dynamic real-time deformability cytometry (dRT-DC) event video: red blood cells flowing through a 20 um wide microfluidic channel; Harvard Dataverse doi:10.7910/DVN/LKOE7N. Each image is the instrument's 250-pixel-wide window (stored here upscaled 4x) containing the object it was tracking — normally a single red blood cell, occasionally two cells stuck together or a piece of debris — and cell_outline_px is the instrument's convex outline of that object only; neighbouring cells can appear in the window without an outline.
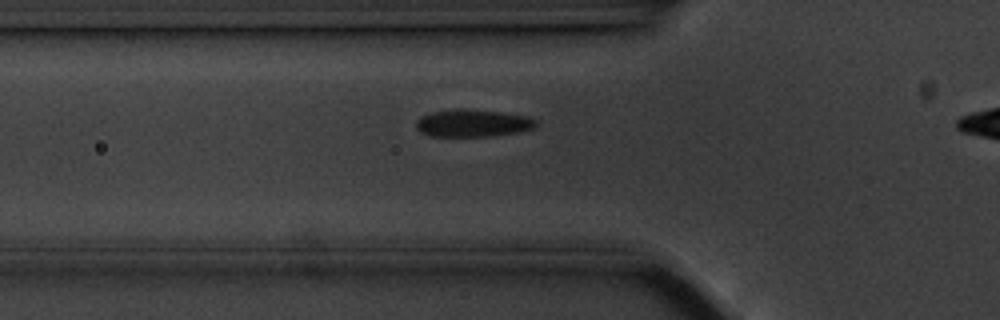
{"species": "common noctule bat (a hibernating species)", "species_latin": "Nyctalus noctula", "temperature_condition": "cold", "stored_images_in_passage": 41, "camera_frame_rate_fps": 3000, "um_per_image_px": 0.085, "animal": {"sex": "male", "body_mass_g": 20.1, "forearm_length_mm": 53.5}, "frame": {"image": 1, "passage_image": 11, "time_ms": 3.333, "image_size_px": [1000, 320], "cell_outline_px": [[536, 128], [520, 132], [492, 136], [428, 136], [420, 132], [416, 128], [416, 120], [420, 116], [432, 112], [456, 108], [460, 108], [500, 112], [528, 116], [536, 120]], "centroid_in_image_um": [40.17, 10.47], "position_along_channel_um": 85.6, "area_um2": 19.36}}
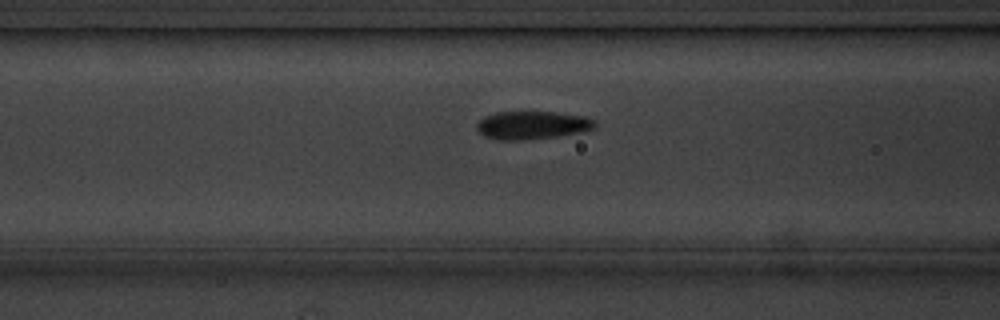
{"frame": {"image": 2, "passage_image": 14, "time_ms": 4.333, "image_size_px": [1000, 320], "cell_outline_px": [[596, 124], [592, 128], [580, 132], [556, 136], [516, 140], [500, 140], [484, 136], [476, 128], [476, 124], [484, 116], [496, 112], [556, 112], [584, 116], [592, 120]], "centroid_in_image_um": [45.18, 10.63], "position_along_channel_um": 121.4, "area_um2": 19.02}}
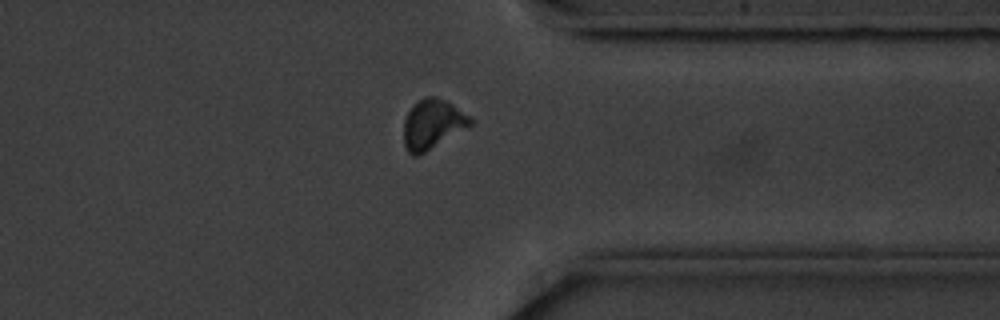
{"frame": {"image": 3, "passage_image": 36, "time_ms": 11.667, "image_size_px": [1000, 320], "cell_outline_px": [[472, 124], [420, 156], [412, 156], [408, 152], [404, 144], [404, 120], [408, 112], [424, 96], [436, 96], [452, 104], [468, 116], [472, 120]], "centroid_in_image_um": [36.73, 10.58], "position_along_channel_um": 374.7, "area_um2": 18.96}, "authors_computed_cell_mechanics": {"area_um2": 19.4786, "velocity_mm_per_s": 3.5151, "shape_relaxation_time_tau1_ms": 3.2274, "shape_relaxation_time_tau2_ms": 4.3554, "deformation_change_tau1": 0.1048, "deformation_change_tau2": 0.0481}}